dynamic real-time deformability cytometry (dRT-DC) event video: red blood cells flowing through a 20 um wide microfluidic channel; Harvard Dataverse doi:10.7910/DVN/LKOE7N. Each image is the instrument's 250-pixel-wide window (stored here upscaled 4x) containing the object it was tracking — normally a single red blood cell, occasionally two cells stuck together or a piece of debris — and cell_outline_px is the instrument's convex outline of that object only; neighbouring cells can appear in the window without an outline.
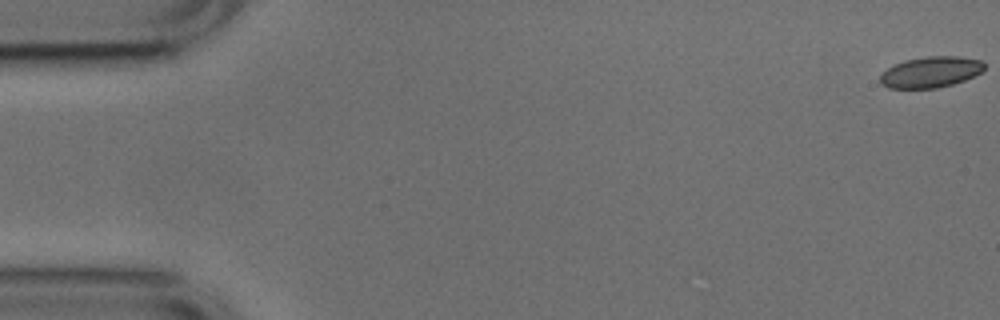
{"species": "common noctule bat (a hibernating species)", "species_latin": "Nyctalus noctula", "temperature_condition": "cold", "stored_images_in_passage": 53, "camera_frame_rate_fps": 3000, "um_per_image_px": 0.085, "animal": {"sex": "male", "body_mass_g": 17.9, "forearm_length_mm": 54.2}, "frame": {"image": 1, "passage_image": 1, "time_ms": 0.0, "image_size_px": [1000, 320], "cell_outline_px": [[984, 68], [980, 72], [964, 80], [952, 84], [936, 88], [888, 88], [880, 84], [880, 76], [888, 68], [904, 60], [928, 56], [960, 56], [980, 60], [984, 64]], "centroid_in_image_um": [79.09, 6.12], "position_along_channel_um": 5.9, "area_um2": 18.61}}
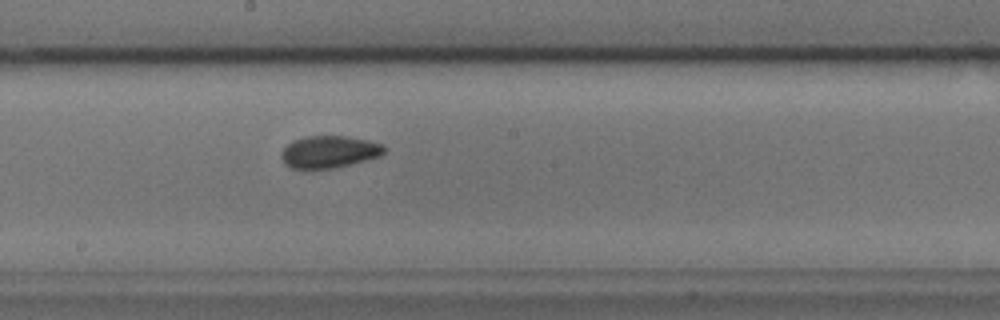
{"frame": {"image": 2, "passage_image": 29, "time_ms": 9.333, "image_size_px": [1000, 320], "cell_outline_px": [[384, 152], [380, 156], [332, 168], [308, 172], [292, 168], [284, 164], [280, 156], [280, 152], [292, 140], [308, 136], [348, 136], [368, 140], [384, 144]], "centroid_in_image_um": [27.91, 12.93], "position_along_channel_um": 220.3, "area_um2": 19.71}}
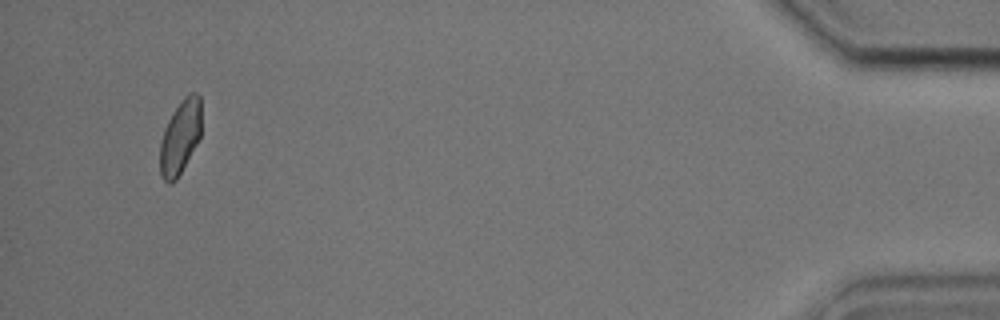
{"frame": {"image": 3, "passage_image": 51, "time_ms": 16.667, "image_size_px": [1000, 320], "cell_outline_px": [[200, 136], [196, 144], [176, 180], [172, 184], [168, 184], [160, 176], [160, 144], [164, 128], [168, 120], [184, 96], [188, 92], [196, 92], [200, 96]], "centroid_in_image_um": [15.3, 11.65], "position_along_channel_um": 419.9, "area_um2": 17.69}, "authors_computed_cell_mechanics": {"area_um2": 19.0162, "velocity_mm_per_s": 3.7653, "shape_relaxation_time_tau1_ms": 3.4418, "shape_relaxation_time_tau2_ms": 1.7172, "deformation_change_tau1": 0.0751, "deformation_change_tau2": 0.048}}